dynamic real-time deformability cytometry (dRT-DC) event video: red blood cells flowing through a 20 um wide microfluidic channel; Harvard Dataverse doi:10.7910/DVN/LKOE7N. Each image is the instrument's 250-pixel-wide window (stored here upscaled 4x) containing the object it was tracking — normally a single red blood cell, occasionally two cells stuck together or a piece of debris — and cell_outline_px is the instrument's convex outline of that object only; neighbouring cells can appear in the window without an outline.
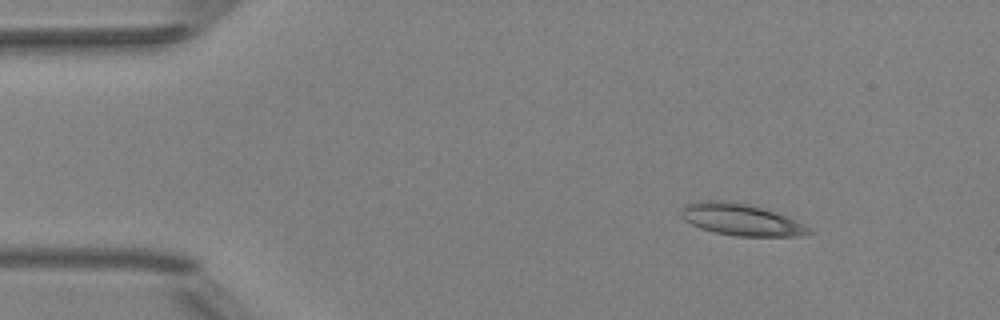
{"species": "Egyptian fruit bat (a non-hibernating species)", "species_latin": "Rousettus aegyptiacus", "temperature_condition": "room temperature", "stored_images_in_passage": 5, "camera_frame_rate_fps": 3000, "um_per_image_px": 0.085, "animal": {"sex": "female"}, "frame": {"image": 1, "passage_image": 2, "time_ms": 0.333, "image_size_px": [1000, 320], "cell_outline_px": [[816, 232], [808, 236], [736, 236], [716, 232], [700, 228], [684, 220], [680, 216], [680, 212], [688, 204], [700, 200], [732, 200], [748, 204], [784, 216], [804, 224], [812, 228]], "centroid_in_image_um": [63.02, 18.67], "position_along_channel_um": 22.0, "area_um2": 23.64}}